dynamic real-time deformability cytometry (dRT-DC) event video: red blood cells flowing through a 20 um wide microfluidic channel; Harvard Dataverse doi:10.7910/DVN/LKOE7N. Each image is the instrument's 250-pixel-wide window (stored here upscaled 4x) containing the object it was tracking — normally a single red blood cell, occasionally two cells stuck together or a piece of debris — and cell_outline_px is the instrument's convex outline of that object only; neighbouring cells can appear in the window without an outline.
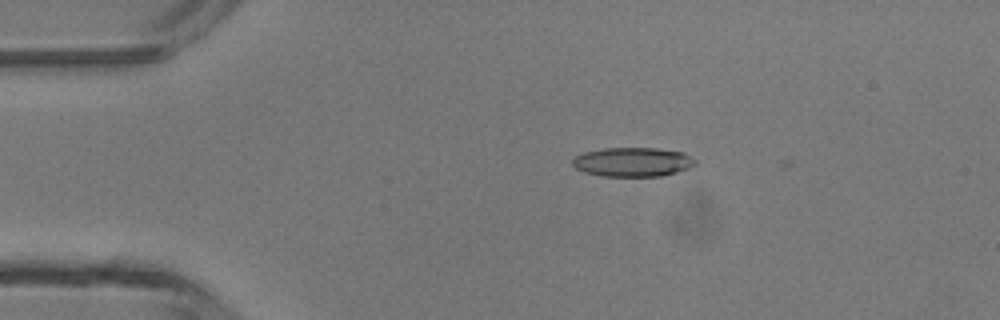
{"species": "common noctule bat (a hibernating species)", "species_latin": "Nyctalus noctula", "temperature_condition": "room temperature", "stored_images_in_passage": 4, "camera_frame_rate_fps": 3000, "um_per_image_px": 0.085, "animal": {"sex": "male", "body_mass_g": 13.3}, "frame": {"image": 1, "passage_image": 3, "time_ms": 2.333, "image_size_px": [1000, 320], "cell_outline_px": [[696, 164], [688, 168], [676, 172], [660, 176], [600, 176], [584, 172], [576, 168], [572, 164], [572, 160], [576, 156], [584, 152], [604, 148], [656, 148], [684, 152], [696, 160]], "centroid_in_image_um": [53.78, 13.77], "position_along_channel_um": 31.2, "area_um2": 20.87}}
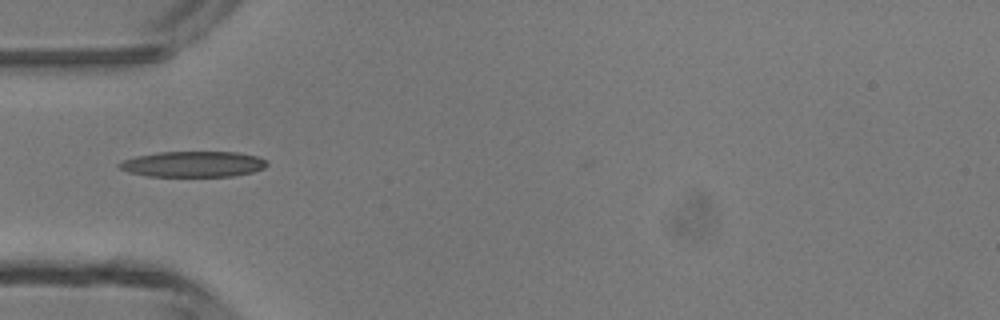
{"frame": {"image": 2, "passage_image": 4, "time_ms": 4.333, "image_size_px": [1000, 320], "cell_outline_px": [[268, 164], [264, 168], [252, 172], [232, 176], [148, 176], [128, 172], [120, 168], [116, 164], [124, 160], [136, 156], [160, 152], [236, 152], [256, 156], [268, 160]], "centroid_in_image_um": [16.43, 13.95], "position_along_channel_um": 68.6, "area_um2": 22.08}}